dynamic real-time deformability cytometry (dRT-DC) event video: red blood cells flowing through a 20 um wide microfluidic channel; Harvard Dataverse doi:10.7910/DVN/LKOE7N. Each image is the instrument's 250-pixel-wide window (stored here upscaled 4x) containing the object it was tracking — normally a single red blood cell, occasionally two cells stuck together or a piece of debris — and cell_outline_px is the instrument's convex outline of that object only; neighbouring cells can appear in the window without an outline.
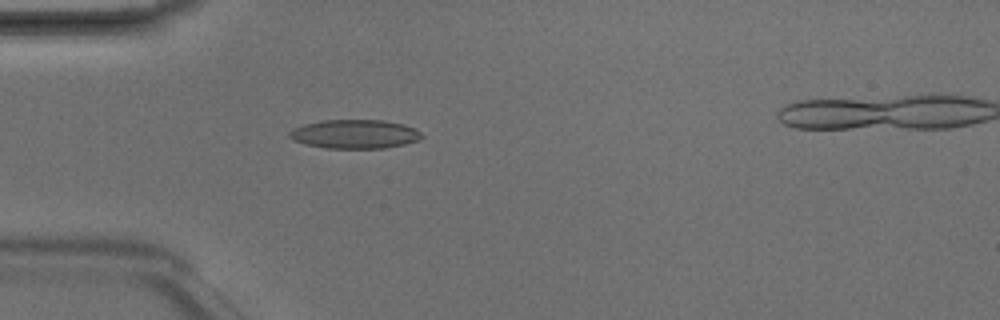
{"species": "Egyptian fruit bat (a non-hibernating species)", "species_latin": "Rousettus aegyptiacus", "temperature_condition": "room temperature", "stored_images_in_passage": 4, "camera_frame_rate_fps": 3000, "um_per_image_px": 0.085, "animal": {"sex": "male"}, "frame": {"image": 1, "passage_image": 4, "time_ms": 1.0, "image_size_px": [1000, 320], "cell_outline_px": [[424, 136], [416, 140], [404, 144], [384, 148], [328, 148], [308, 144], [292, 140], [288, 136], [288, 132], [292, 128], [304, 124], [324, 120], [384, 120], [404, 124], [416, 128]], "centroid_in_image_um": [30.15, 11.38], "position_along_channel_um": 54.9, "area_um2": 22.25}}